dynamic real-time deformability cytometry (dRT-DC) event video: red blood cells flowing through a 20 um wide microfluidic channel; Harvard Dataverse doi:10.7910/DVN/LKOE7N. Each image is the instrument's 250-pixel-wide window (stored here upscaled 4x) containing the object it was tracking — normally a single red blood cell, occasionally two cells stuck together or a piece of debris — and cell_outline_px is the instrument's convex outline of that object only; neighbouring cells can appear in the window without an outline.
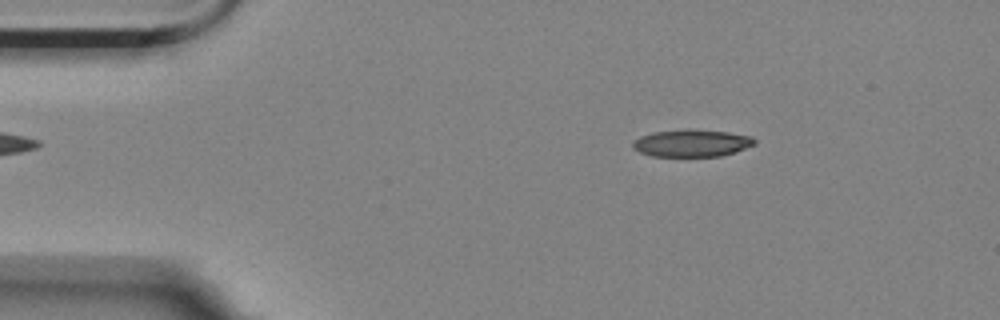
{"species": "Egyptian fruit bat (a non-hibernating species)", "species_latin": "Rousettus aegyptiacus", "temperature_condition": "room temperature", "stored_images_in_passage": 3, "camera_frame_rate_fps": 3000, "um_per_image_px": 0.085, "animal": {"sex": "female"}, "frame": {"image": 1, "passage_image": 2, "time_ms": 0.333, "image_size_px": [1000, 320], "cell_outline_px": [[756, 144], [720, 156], [652, 156], [640, 152], [632, 148], [632, 144], [640, 136], [652, 132], [692, 128], [728, 132], [752, 136], [756, 140]], "centroid_in_image_um": [58.79, 12.15], "position_along_channel_um": 26.2, "area_um2": 19.36}}